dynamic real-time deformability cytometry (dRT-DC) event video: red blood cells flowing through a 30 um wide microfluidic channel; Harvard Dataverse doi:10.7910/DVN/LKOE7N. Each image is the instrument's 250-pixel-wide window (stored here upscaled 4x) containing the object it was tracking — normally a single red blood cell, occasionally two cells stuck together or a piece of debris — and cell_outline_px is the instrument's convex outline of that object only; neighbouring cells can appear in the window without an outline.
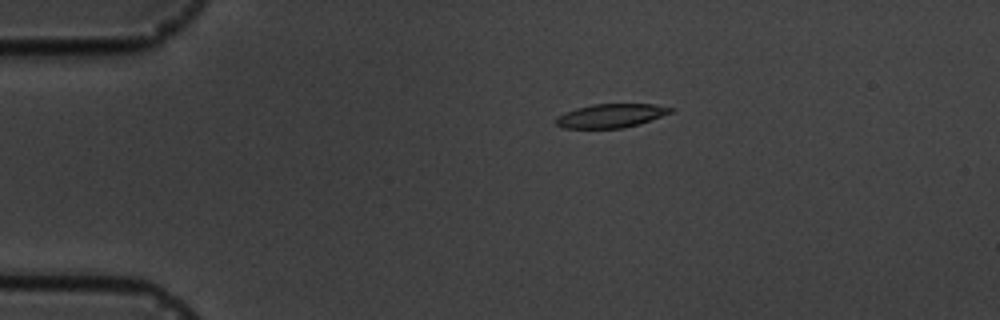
{"species": "common noctule bat (a hibernating species)", "species_latin": "Nyctalus noctula", "temperature_condition": "cold", "stored_images_in_passage": 11, "camera_frame_rate_fps": 3000, "um_per_image_px": 0.085, "animal": {"sex": "male", "body_mass_g": 19.5, "forearm_length_mm": 54.6}, "frame": {"image": 1, "passage_image": 4, "time_ms": 3.333, "image_size_px": [1000, 320], "cell_outline_px": [[676, 108], [672, 112], [636, 124], [620, 128], [564, 128], [556, 124], [556, 116], [564, 112], [576, 108], [592, 104], [656, 104]], "centroid_in_image_um": [51.9, 9.82], "position_along_channel_um": 33.1, "area_um2": 15.72}}
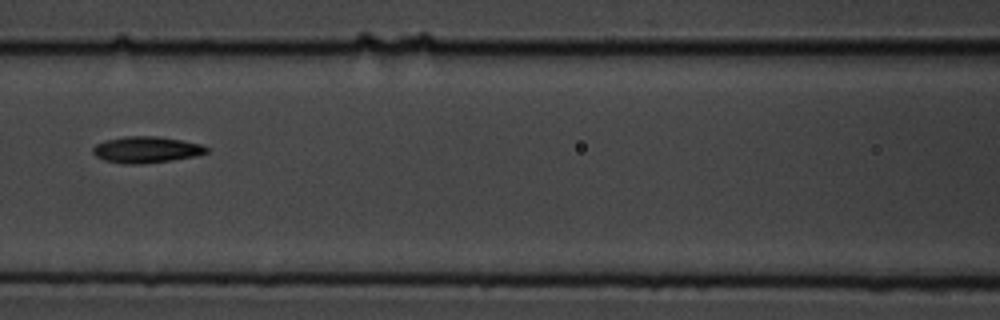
{"frame": {"image": 2, "passage_image": 8, "time_ms": 8.0, "image_size_px": [1000, 320], "cell_outline_px": [[208, 152], [196, 156], [172, 160], [140, 164], [120, 164], [104, 160], [96, 156], [92, 152], [92, 148], [96, 144], [104, 140], [124, 136], [160, 136], [200, 144], [208, 148]], "centroid_in_image_um": [12.4, 12.72], "position_along_channel_um": 154.2, "area_um2": 17.57}}
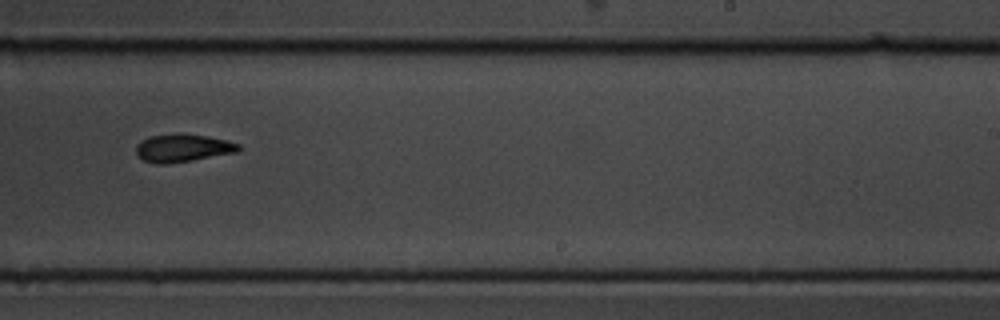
{"frame": {"image": 3, "passage_image": 11, "time_ms": 11.333, "image_size_px": [1000, 320], "cell_outline_px": [[240, 148], [236, 152], [192, 160], [168, 164], [156, 164], [144, 160], [136, 156], [136, 144], [140, 140], [148, 136], [176, 132], [180, 132], [208, 136], [228, 140], [240, 144]], "centroid_in_image_um": [15.48, 12.55], "position_along_channel_um": 273.5, "area_um2": 17.05}}